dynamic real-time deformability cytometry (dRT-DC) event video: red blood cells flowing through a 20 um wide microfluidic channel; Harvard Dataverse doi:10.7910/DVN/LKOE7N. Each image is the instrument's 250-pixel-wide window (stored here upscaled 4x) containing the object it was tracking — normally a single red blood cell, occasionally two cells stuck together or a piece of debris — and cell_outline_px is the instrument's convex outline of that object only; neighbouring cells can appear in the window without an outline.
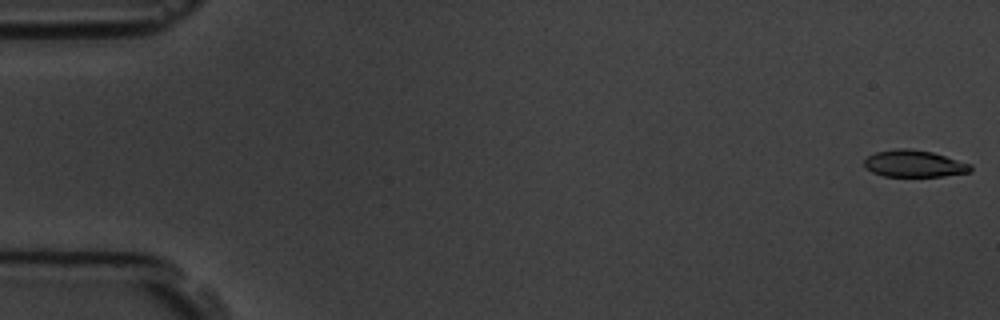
{"species": "common noctule bat (a hibernating species)", "species_latin": "Nyctalus noctula", "temperature_condition": "room temperature", "stored_images_in_passage": 7, "camera_frame_rate_fps": 3000, "um_per_image_px": 0.085, "animal": {"sex": "male", "body_mass_g": 19.5, "forearm_length_mm": 54.6}, "frame": {"image": 1, "passage_image": 1, "time_ms": 0.0, "image_size_px": [1000, 320], "cell_outline_px": [[972, 172], [944, 176], [884, 176], [872, 172], [864, 168], [864, 160], [868, 156], [876, 152], [896, 148], [908, 148], [932, 152], [972, 164]], "centroid_in_image_um": [77.71, 13.91], "position_along_channel_um": 7.3, "area_um2": 16.76}}
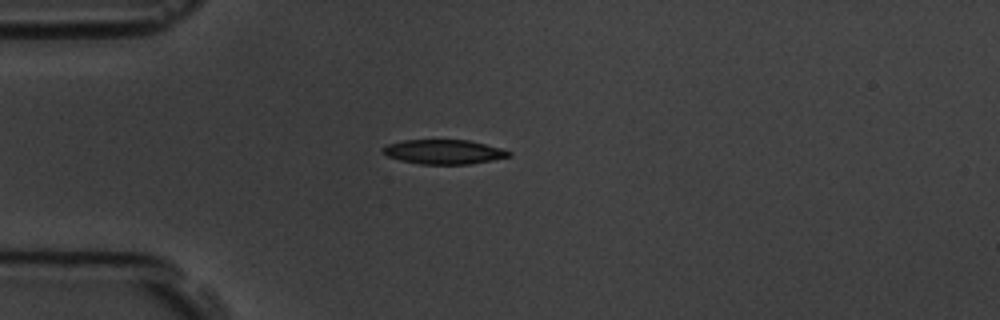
{"frame": {"image": 2, "passage_image": 5, "time_ms": 4.667, "image_size_px": [1000, 320], "cell_outline_px": [[512, 156], [492, 160], [468, 164], [420, 164], [400, 160], [388, 156], [384, 152], [384, 148], [388, 144], [404, 140], [468, 140], [500, 148], [512, 152]], "centroid_in_image_um": [37.76, 12.91], "position_along_channel_um": 47.2, "area_um2": 17.69}}
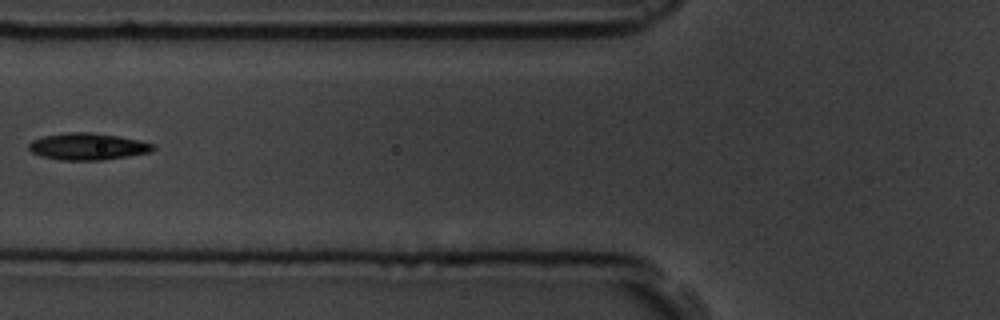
{"frame": {"image": 3, "passage_image": 7, "time_ms": 7.0, "image_size_px": [1000, 320], "cell_outline_px": [[156, 148], [152, 152], [128, 156], [100, 160], [60, 160], [40, 156], [32, 152], [28, 148], [28, 144], [32, 140], [44, 136], [64, 132], [92, 132], [120, 136], [140, 140], [156, 144]], "centroid_in_image_um": [7.48, 12.44], "position_along_channel_um": 118.3, "area_um2": 19.71}}